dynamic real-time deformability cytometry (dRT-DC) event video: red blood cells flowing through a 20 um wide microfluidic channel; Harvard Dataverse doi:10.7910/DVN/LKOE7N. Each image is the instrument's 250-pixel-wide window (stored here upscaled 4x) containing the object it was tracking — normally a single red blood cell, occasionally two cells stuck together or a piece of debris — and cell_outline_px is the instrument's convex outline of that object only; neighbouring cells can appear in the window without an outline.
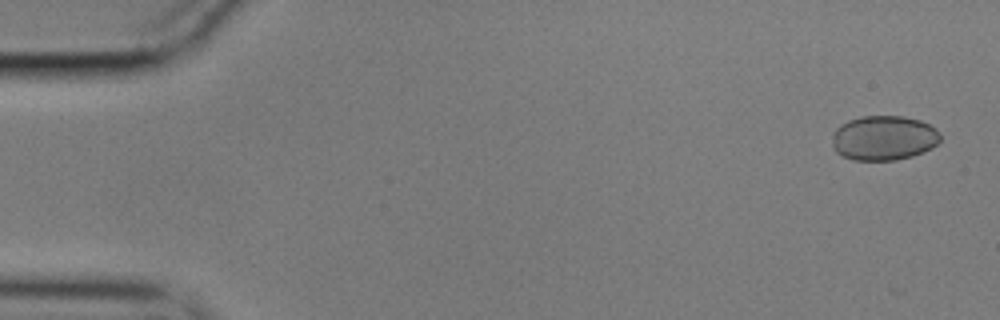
{"species": "common noctule bat (a hibernating species)", "species_latin": "Nyctalus noctula", "temperature_condition": "cold", "stored_images_in_passage": 19, "camera_frame_rate_fps": 3000, "um_per_image_px": 0.085, "animal": {"sex": "male", "body_mass_g": 17.9}, "frame": {"image": 1, "passage_image": 2, "time_ms": 0.333, "image_size_px": [1000, 320], "cell_outline_px": [[940, 140], [932, 148], [912, 156], [896, 160], [852, 160], [836, 152], [832, 148], [832, 136], [836, 128], [840, 124], [848, 120], [860, 116], [904, 116], [920, 120], [928, 124], [940, 132]], "centroid_in_image_um": [75.1, 11.72], "position_along_channel_um": 9.9, "area_um2": 28.38}}
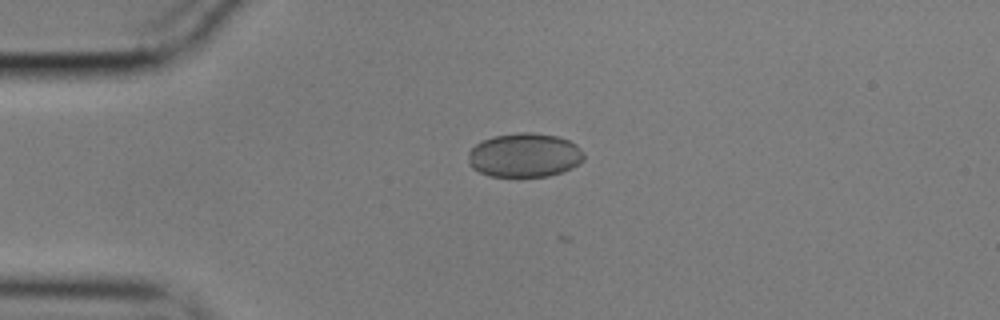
{"frame": {"image": 2, "passage_image": 13, "time_ms": 4.0, "image_size_px": [1000, 320], "cell_outline_px": [[584, 160], [580, 164], [572, 168], [548, 176], [488, 176], [472, 168], [468, 164], [468, 152], [476, 144], [484, 140], [496, 136], [520, 132], [532, 132], [556, 136], [568, 140], [576, 144], [584, 152]], "centroid_in_image_um": [44.6, 13.19], "position_along_channel_um": 40.4, "area_um2": 29.71}}
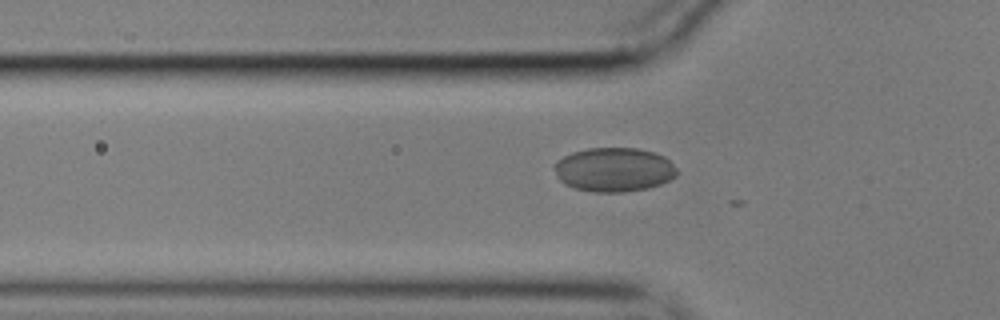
{"frame": {"image": 3, "passage_image": 18, "time_ms": 5.667, "image_size_px": [1000, 320], "cell_outline_px": [[676, 176], [660, 184], [648, 188], [624, 192], [592, 192], [576, 188], [564, 184], [556, 176], [552, 168], [552, 164], [556, 160], [572, 152], [588, 148], [636, 148], [656, 152], [664, 156], [676, 168]], "centroid_in_image_um": [52.14, 14.41], "position_along_channel_um": 73.7, "area_um2": 31.73}}